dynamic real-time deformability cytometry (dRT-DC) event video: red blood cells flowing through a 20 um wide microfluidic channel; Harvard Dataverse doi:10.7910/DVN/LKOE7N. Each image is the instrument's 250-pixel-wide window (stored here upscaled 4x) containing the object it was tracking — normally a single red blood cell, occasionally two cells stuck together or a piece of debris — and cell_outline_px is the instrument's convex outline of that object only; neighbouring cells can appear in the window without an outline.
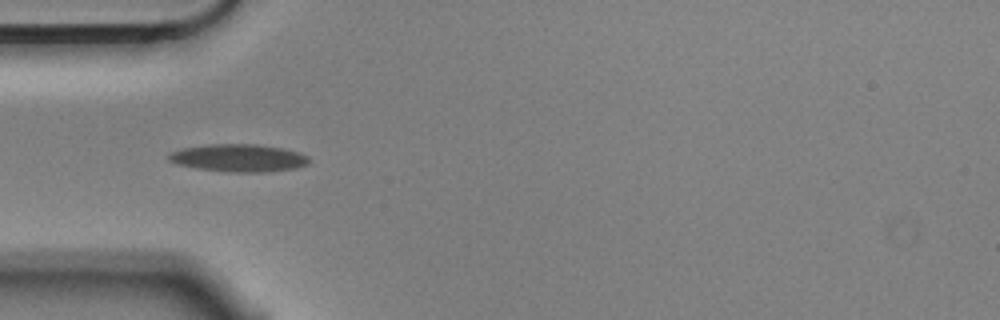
{"species": "Egyptian fruit bat (a non-hibernating species)", "species_latin": "Rousettus aegyptiacus", "temperature_condition": "cold", "stored_images_in_passage": 5, "camera_frame_rate_fps": 3000, "um_per_image_px": 0.085, "animal": {"sex": "male"}, "frame": {"image": 1, "passage_image": 4, "time_ms": 1.0, "image_size_px": [1000, 320], "cell_outline_px": [[308, 164], [296, 168], [268, 172], [228, 172], [196, 168], [176, 164], [168, 160], [168, 156], [172, 152], [184, 148], [208, 144], [256, 144], [284, 148], [300, 152], [308, 156]], "centroid_in_image_um": [20.31, 13.43], "position_along_channel_um": 64.7, "area_um2": 22.66}}
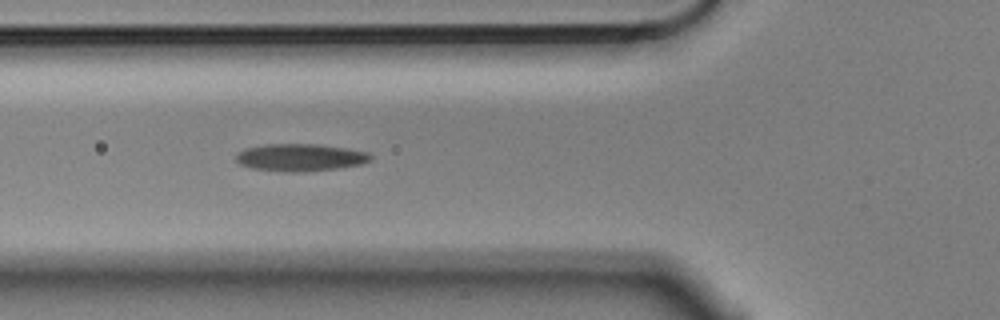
{"frame": {"image": 2, "passage_image": 5, "time_ms": 1.333, "image_size_px": [1000, 320], "cell_outline_px": [[372, 160], [360, 164], [336, 168], [296, 172], [288, 172], [252, 168], [240, 164], [236, 160], [236, 156], [244, 148], [264, 144], [316, 144], [348, 148], [368, 152], [372, 156]], "centroid_in_image_um": [25.53, 13.37], "position_along_channel_um": 100.3, "area_um2": 21.33}}